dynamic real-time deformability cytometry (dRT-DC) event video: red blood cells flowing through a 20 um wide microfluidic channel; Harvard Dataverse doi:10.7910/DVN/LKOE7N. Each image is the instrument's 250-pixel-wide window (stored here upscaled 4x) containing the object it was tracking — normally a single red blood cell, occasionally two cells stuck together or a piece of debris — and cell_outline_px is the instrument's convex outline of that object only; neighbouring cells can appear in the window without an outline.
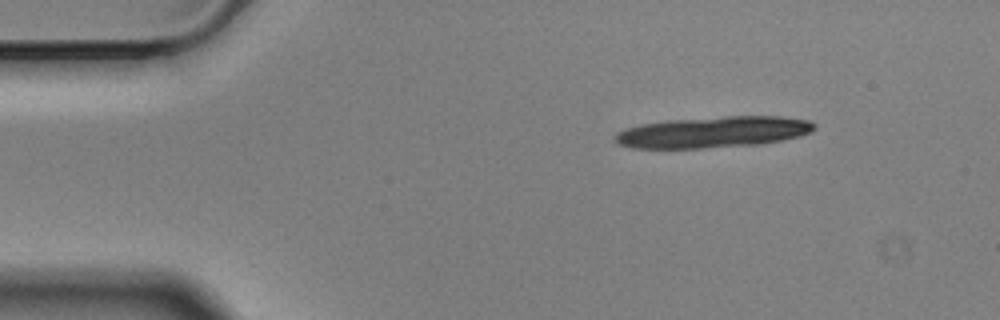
{"species": "Egyptian fruit bat (a non-hibernating species)", "species_latin": "Rousettus aegyptiacus", "temperature_condition": "cold", "stored_images_in_passage": 12, "camera_frame_rate_fps": 3000, "um_per_image_px": 0.085, "animal": {"sex": "male"}, "frame": {"image": 1, "passage_image": 1, "time_ms": 0.0, "image_size_px": [1000, 320], "cell_outline_px": [[816, 128], [812, 132], [800, 136], [760, 144], [704, 148], [632, 148], [616, 144], [612, 140], [612, 136], [616, 132], [640, 124], [668, 120], [724, 116], [780, 116], [812, 120], [816, 124]], "centroid_in_image_um": [60.61, 11.22], "position_along_channel_um": 24.4, "area_um2": 36.65}}